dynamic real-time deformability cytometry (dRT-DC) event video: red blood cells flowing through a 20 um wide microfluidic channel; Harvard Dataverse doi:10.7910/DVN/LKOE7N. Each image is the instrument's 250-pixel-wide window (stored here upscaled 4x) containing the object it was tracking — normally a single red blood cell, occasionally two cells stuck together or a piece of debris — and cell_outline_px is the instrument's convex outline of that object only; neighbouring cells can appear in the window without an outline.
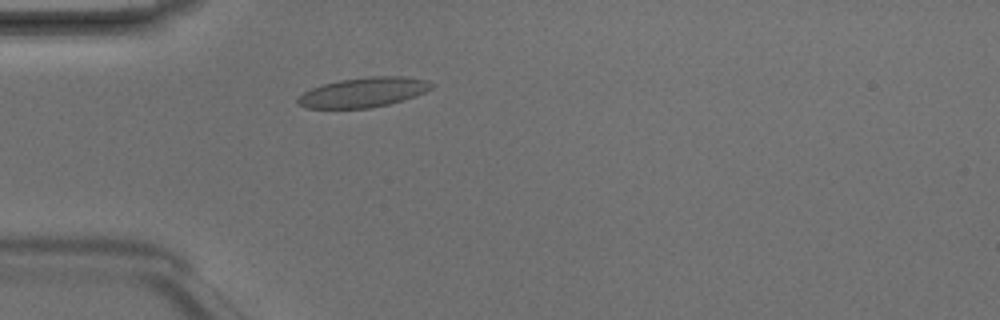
{"species": "Egyptian fruit bat (a non-hibernating species)", "species_latin": "Rousettus aegyptiacus", "temperature_condition": "room temperature", "stored_images_in_passage": 1, "camera_frame_rate_fps": 3000, "um_per_image_px": 0.085, "animal": {"sex": "male"}, "frame": {"image": 1, "passage_image": 1, "time_ms": 0.0, "image_size_px": [1000, 320], "cell_outline_px": [[436, 84], [432, 88], [416, 96], [388, 104], [368, 108], [304, 108], [296, 104], [296, 100], [304, 92], [312, 88], [324, 84], [340, 80], [368, 76], [400, 76], [428, 80]], "centroid_in_image_um": [30.9, 7.84], "position_along_channel_um": 54.1, "area_um2": 23.18}}